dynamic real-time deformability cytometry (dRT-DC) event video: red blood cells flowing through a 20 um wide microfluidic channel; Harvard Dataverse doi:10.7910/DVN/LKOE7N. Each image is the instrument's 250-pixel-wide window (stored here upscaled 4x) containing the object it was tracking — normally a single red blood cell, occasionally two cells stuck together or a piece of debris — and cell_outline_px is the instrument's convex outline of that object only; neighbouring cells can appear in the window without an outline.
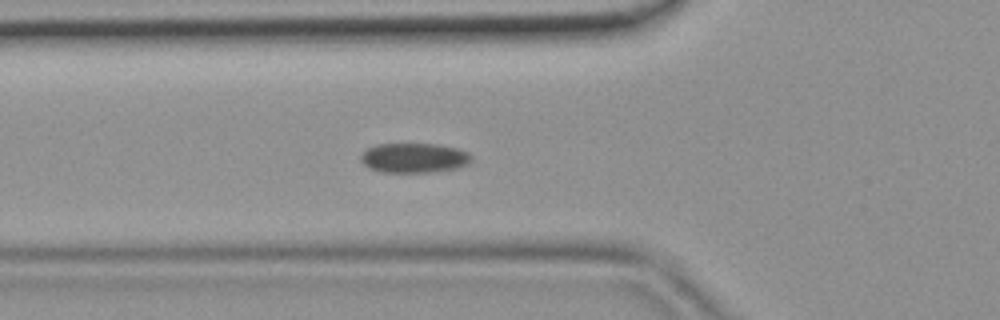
{"species": "common noctule bat (a hibernating species)", "species_latin": "Nyctalus noctula", "temperature_condition": "room temperature", "stored_images_in_passage": 47, "camera_frame_rate_fps": 3000, "um_per_image_px": 0.085, "animal": {"sex": "female", "body_mass_g": 19.9}, "frame": {"image": 1, "passage_image": 15, "time_ms": 4.667, "image_size_px": [1000, 320], "cell_outline_px": [[472, 156], [464, 164], [456, 168], [432, 172], [380, 172], [364, 164], [360, 156], [368, 148], [376, 144], [436, 144], [456, 148], [468, 152]], "centroid_in_image_um": [35.17, 13.41], "position_along_channel_um": 90.6, "area_um2": 18.79}}
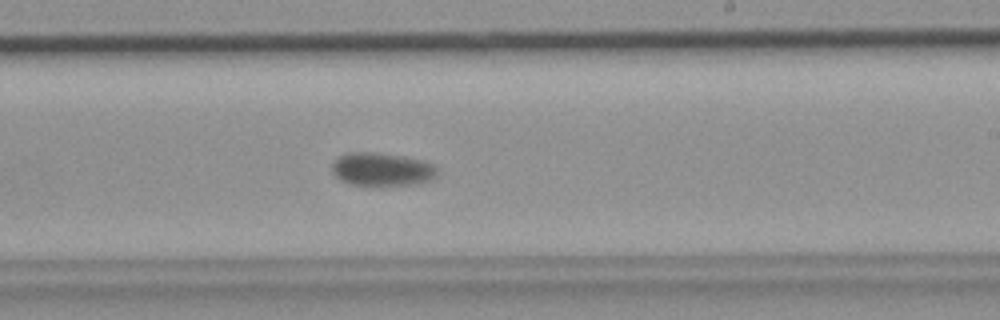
{"frame": {"image": 2, "passage_image": 27, "time_ms": 8.667, "image_size_px": [1000, 320], "cell_outline_px": [[436, 176], [420, 184], [384, 188], [372, 188], [348, 184], [340, 180], [336, 176], [332, 168], [332, 164], [340, 156], [348, 152], [376, 152], [424, 160], [432, 164], [436, 168]], "centroid_in_image_um": [32.46, 14.45], "position_along_channel_um": 256.5, "area_um2": 21.21}}
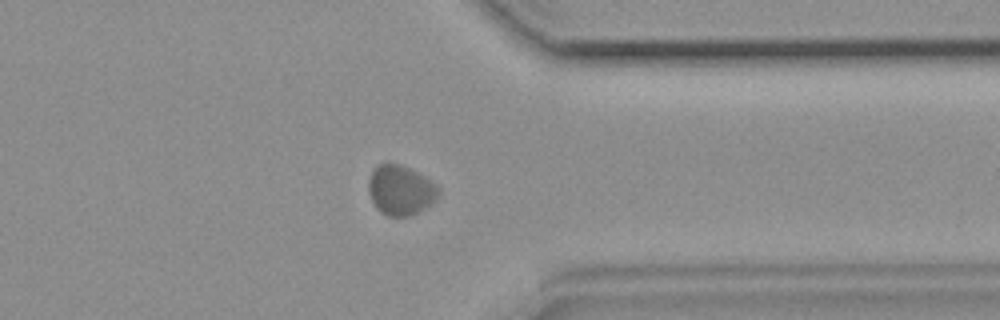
{"frame": {"image": 3, "passage_image": 36, "time_ms": 11.667, "image_size_px": [1000, 320], "cell_outline_px": [[440, 192], [424, 208], [408, 216], [388, 216], [372, 200], [368, 188], [368, 180], [372, 172], [380, 164], [400, 164], [416, 172], [436, 184], [440, 188]], "centroid_in_image_um": [34.04, 16.14], "position_along_channel_um": 377.4, "area_um2": 19.48}}